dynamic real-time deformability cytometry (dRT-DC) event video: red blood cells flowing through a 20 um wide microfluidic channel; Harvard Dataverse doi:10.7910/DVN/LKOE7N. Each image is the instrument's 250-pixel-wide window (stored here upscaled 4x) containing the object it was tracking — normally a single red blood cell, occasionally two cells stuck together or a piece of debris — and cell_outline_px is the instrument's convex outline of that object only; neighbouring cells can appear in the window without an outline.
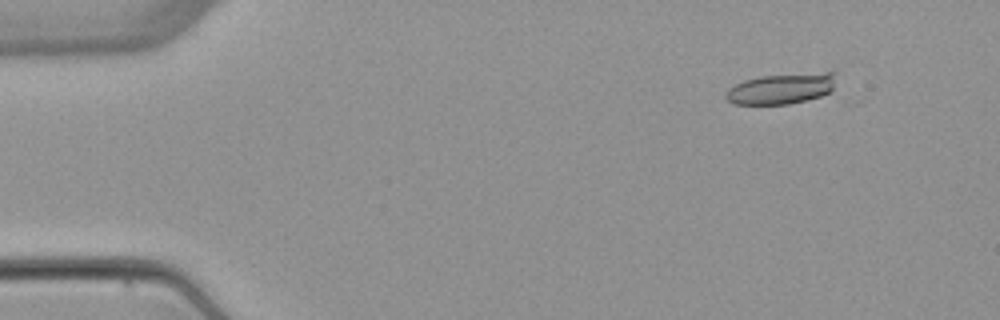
{"species": "common noctule bat (a hibernating species)", "species_latin": "Nyctalus noctula", "temperature_condition": "warm", "stored_images_in_passage": 7, "camera_frame_rate_fps": 3000, "um_per_image_px": 0.085, "animal": {"sex": "female", "body_mass_g": 22.7, "forearm_length_mm": 54.2}, "frame": {"image": 1, "passage_image": 2, "time_ms": 1.0, "image_size_px": [1000, 320], "cell_outline_px": [[832, 88], [828, 92], [820, 96], [808, 100], [788, 104], [732, 104], [724, 96], [728, 88], [744, 80], [760, 76], [832, 68]], "centroid_in_image_um": [66.43, 7.48], "position_along_channel_um": 18.6, "area_um2": 20.29}}
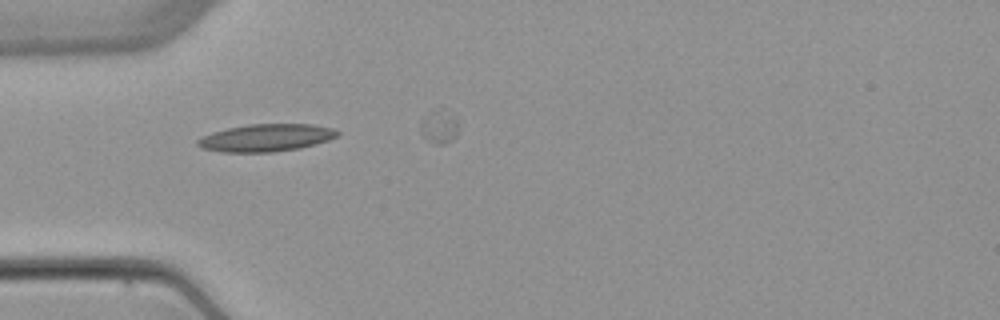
{"frame": {"image": 2, "passage_image": 5, "time_ms": 4.667, "image_size_px": [1000, 320], "cell_outline_px": [[340, 136], [328, 140], [300, 148], [272, 152], [224, 152], [200, 148], [196, 144], [196, 140], [200, 136], [212, 132], [228, 128], [248, 124], [312, 124], [332, 128], [340, 132]], "centroid_in_image_um": [22.59, 11.71], "position_along_channel_um": 62.4, "area_um2": 22.48}}